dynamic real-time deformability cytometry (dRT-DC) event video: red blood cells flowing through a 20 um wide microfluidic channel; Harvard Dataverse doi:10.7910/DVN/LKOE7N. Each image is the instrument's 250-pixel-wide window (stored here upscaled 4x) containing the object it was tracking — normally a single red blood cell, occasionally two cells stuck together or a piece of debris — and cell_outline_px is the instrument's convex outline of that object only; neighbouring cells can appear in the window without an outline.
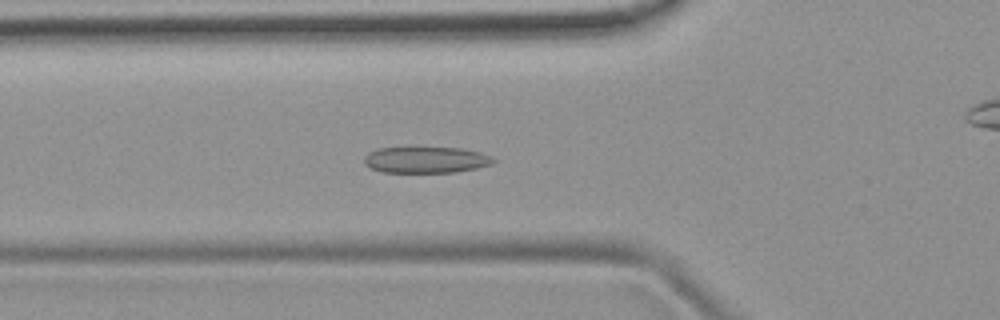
{"species": "common noctule bat (a hibernating species)", "species_latin": "Nyctalus noctula", "temperature_condition": "room temperature", "stored_images_in_passage": 40, "camera_frame_rate_fps": 3000, "um_per_image_px": 0.085, "animal": {"sex": "female", "body_mass_g": 19.9}, "frame": {"image": 1, "passage_image": 6, "time_ms": 1.667, "image_size_px": [1000, 320], "cell_outline_px": [[496, 160], [492, 164], [476, 168], [456, 172], [384, 172], [368, 168], [364, 164], [364, 156], [368, 152], [376, 148], [460, 148], [480, 152], [492, 156]], "centroid_in_image_um": [36.18, 13.59], "position_along_channel_um": 89.6, "area_um2": 19.83}}
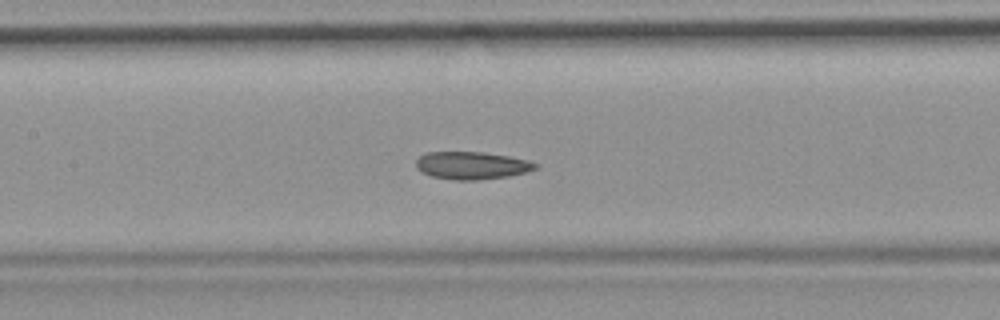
{"frame": {"image": 2, "passage_image": 12, "time_ms": 3.667, "image_size_px": [1000, 320], "cell_outline_px": [[540, 164], [536, 168], [524, 172], [508, 176], [476, 180], [456, 180], [432, 176], [420, 172], [416, 168], [416, 160], [424, 152], [484, 152], [508, 156], [528, 160]], "centroid_in_image_um": [40.07, 14.06], "position_along_channel_um": 167.3, "area_um2": 19.19}}
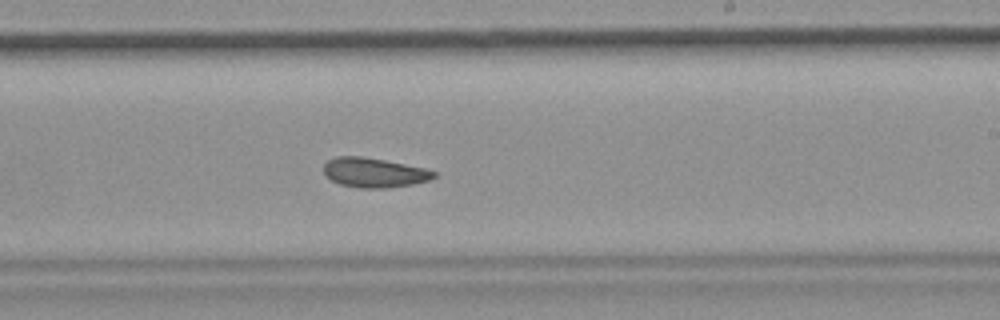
{"frame": {"image": 3, "passage_image": 19, "time_ms": 6.0, "image_size_px": [1000, 320], "cell_outline_px": [[436, 176], [428, 180], [412, 184], [388, 188], [360, 188], [340, 184], [324, 176], [324, 164], [328, 160], [336, 156], [364, 156], [424, 168], [436, 172]], "centroid_in_image_um": [31.76, 14.67], "position_along_channel_um": 257.2, "area_um2": 18.96}, "authors_computed_cell_mechanics": {"area_um2": 19.5942, "velocity_mm_per_s": 3.8674, "shape_relaxation_time_tau1_ms": 9.5023, "shape_relaxation_time_tau2_ms": 3.2559, "deformation_change_tau1": 0.1562, "deformation_change_tau2": 0.0682}}